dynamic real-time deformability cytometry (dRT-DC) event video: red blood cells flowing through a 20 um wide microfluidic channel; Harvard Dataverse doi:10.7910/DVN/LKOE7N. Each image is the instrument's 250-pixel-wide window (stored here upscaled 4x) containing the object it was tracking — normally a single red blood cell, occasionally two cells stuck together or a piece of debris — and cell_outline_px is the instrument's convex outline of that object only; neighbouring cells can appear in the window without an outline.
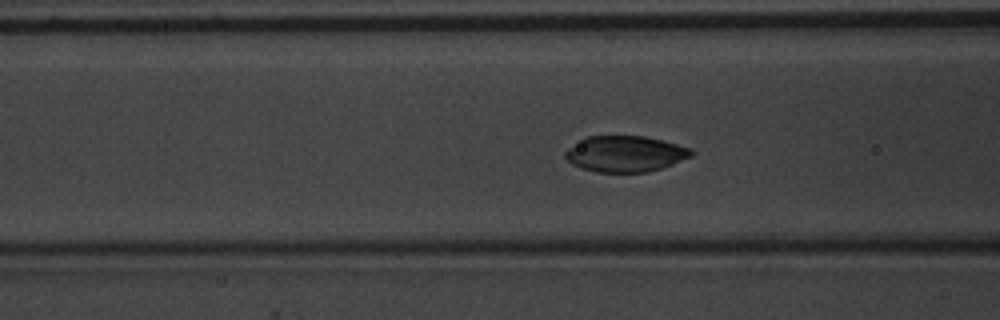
{"species": "common noctule bat (a hibernating species)", "species_latin": "Nyctalus noctula", "temperature_condition": "warm", "stored_images_in_passage": 31, "camera_frame_rate_fps": 3000, "um_per_image_px": 0.085, "animal": {"sex": "male", "body_mass_g": 20.1, "forearm_length_mm": 53.5}, "frame": {"image": 1, "passage_image": 6, "time_ms": 1.667, "image_size_px": [1000, 320], "cell_outline_px": [[696, 152], [692, 156], [672, 164], [648, 172], [596, 172], [580, 168], [572, 164], [564, 156], [564, 152], [568, 148], [584, 136], [644, 136], [692, 148]], "centroid_in_image_um": [53.12, 13.07], "position_along_channel_um": 113.5, "area_um2": 26.53}}
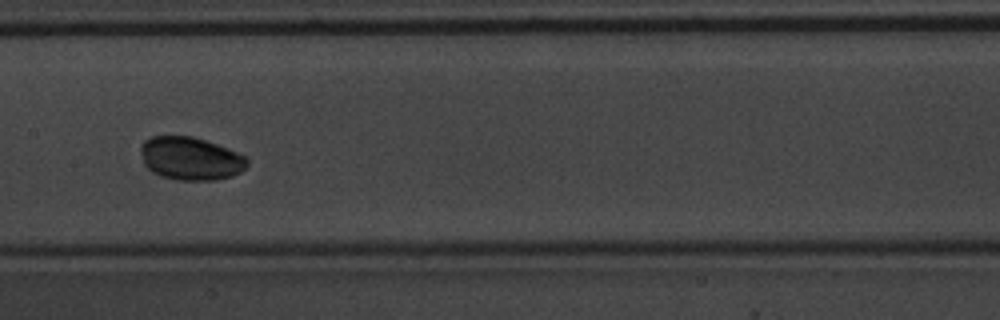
{"frame": {"image": 2, "passage_image": 12, "time_ms": 3.667, "image_size_px": [1000, 320], "cell_outline_px": [[248, 164], [240, 172], [232, 176], [216, 180], [176, 180], [160, 176], [152, 172], [144, 164], [140, 152], [140, 144], [144, 140], [152, 136], [192, 136], [216, 144], [236, 152], [244, 156], [248, 160]], "centroid_in_image_um": [16.15, 13.48], "position_along_channel_um": 191.2, "area_um2": 26.76}}
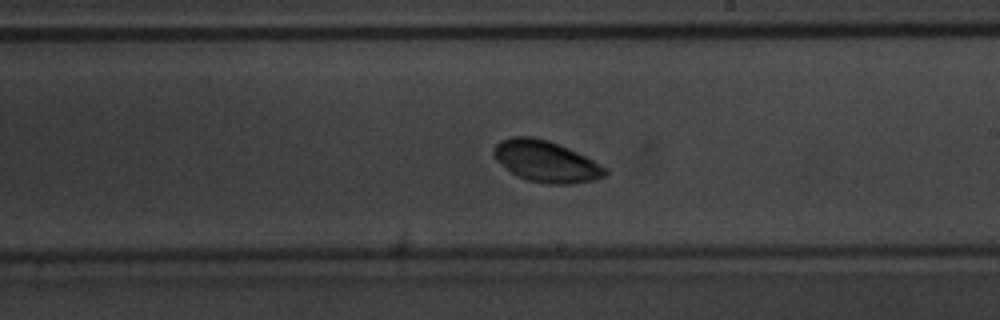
{"frame": {"image": 3, "passage_image": 16, "time_ms": 5.0, "image_size_px": [1000, 320], "cell_outline_px": [[608, 176], [596, 180], [572, 184], [548, 184], [528, 180], [516, 176], [496, 160], [492, 156], [492, 148], [500, 140], [512, 136], [532, 136], [548, 140], [560, 144], [608, 168]], "centroid_in_image_um": [46.41, 13.72], "position_along_channel_um": 242.6, "area_um2": 27.17}, "authors_computed_cell_mechanics": {"area_um2": 26.877, "velocity_mm_per_s": 3.876, "shape_relaxation_time_tau1_ms": 3.3189, "shape_relaxation_time_tau2_ms": null, "deformation_change_tau1": 0.1813, "deformation_change_tau2": null}}